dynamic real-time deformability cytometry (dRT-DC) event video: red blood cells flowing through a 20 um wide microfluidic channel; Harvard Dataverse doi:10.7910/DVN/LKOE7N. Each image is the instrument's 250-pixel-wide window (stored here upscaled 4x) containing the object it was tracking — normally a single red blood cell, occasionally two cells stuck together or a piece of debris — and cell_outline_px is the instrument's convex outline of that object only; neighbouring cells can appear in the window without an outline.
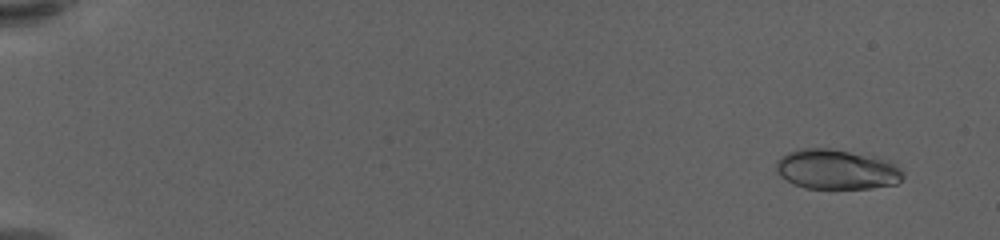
{"species": "human", "species_latin": "Homo sapiens", "temperature_condition": "warm", "stored_images_in_passage": 60, "camera_frame_rate_fps": 3000, "um_per_image_px": 0.085, "donor": {"sex": "female"}, "frame": {"image": 1, "passage_image": 5, "time_ms": 1.333, "image_size_px": [1000, 240], "cell_outline_px": [[904, 176], [896, 184], [872, 188], [804, 188], [792, 184], [780, 176], [776, 172], [776, 160], [780, 156], [788, 152], [800, 148], [828, 148], [888, 160], [900, 168], [904, 172]], "centroid_in_image_um": [71.07, 14.41], "position_along_channel_um": 13.9, "area_um2": 29.48}}
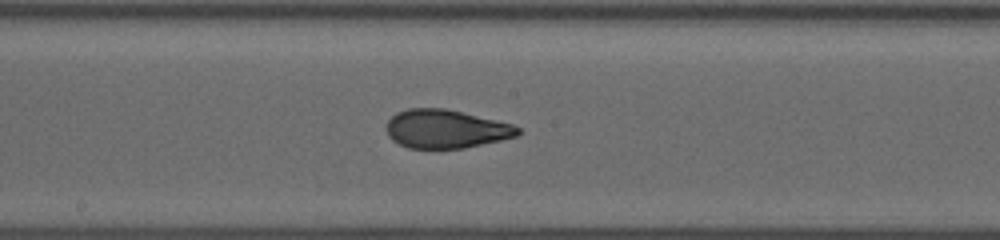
{"frame": {"image": 2, "passage_image": 35, "time_ms": 11.333, "image_size_px": [1000, 240], "cell_outline_px": [[520, 132], [516, 136], [500, 140], [464, 148], [408, 148], [392, 140], [388, 136], [388, 120], [396, 112], [408, 108], [444, 108], [496, 120], [512, 124], [520, 128]], "centroid_in_image_um": [37.88, 10.96], "position_along_channel_um": 210.3, "area_um2": 29.25}}
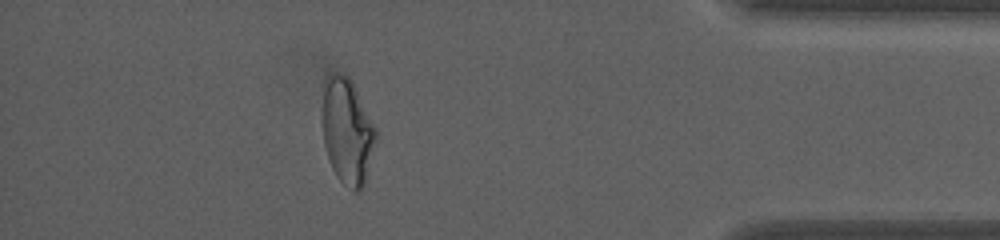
{"frame": {"image": 3, "passage_image": 54, "time_ms": 17.667, "image_size_px": [1000, 240], "cell_outline_px": [[376, 140], [364, 184], [356, 192], [352, 192], [336, 176], [328, 160], [324, 144], [320, 116], [320, 108], [328, 72], [336, 72], [348, 76], [352, 80], [376, 128]], "centroid_in_image_um": [29.47, 11.12], "position_along_channel_um": 405.7, "area_um2": 33.52}, "authors_computed_cell_mechanics": {"area_um2": 29.6803, "velocity_mm_per_s": 3.6229, "shape_relaxation_time_tau1_ms": 9.9887, "shape_relaxation_time_tau2_ms": 1.0039, "deformation_change_tau1": 0.2779, "deformation_change_tau2": 0.0664}}